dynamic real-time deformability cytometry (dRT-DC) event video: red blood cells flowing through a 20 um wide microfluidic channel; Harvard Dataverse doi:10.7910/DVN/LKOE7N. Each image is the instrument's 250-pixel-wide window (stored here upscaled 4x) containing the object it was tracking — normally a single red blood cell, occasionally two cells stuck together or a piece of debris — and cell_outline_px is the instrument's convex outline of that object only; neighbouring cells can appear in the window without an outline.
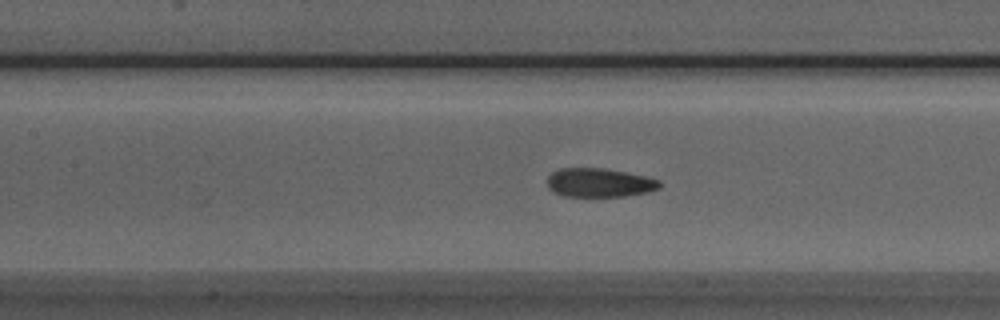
{"species": "Egyptian fruit bat (a non-hibernating species)", "species_latin": "Rousettus aegyptiacus", "temperature_condition": "room temperature", "stored_images_in_passage": 50, "camera_frame_rate_fps": 3000, "um_per_image_px": 0.085, "animal": {"sex": "male"}, "frame": {"image": 1, "passage_image": 20, "time_ms": 6.333, "image_size_px": [1000, 320], "cell_outline_px": [[660, 188], [648, 192], [624, 196], [564, 196], [552, 192], [548, 188], [548, 176], [552, 172], [560, 168], [604, 168], [648, 176], [660, 180]], "centroid_in_image_um": [50.95, 15.52], "position_along_channel_um": 156.4, "area_um2": 19.02}}
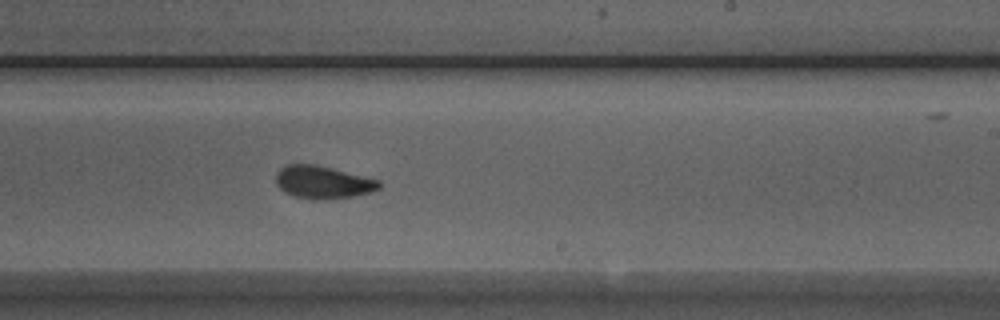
{"frame": {"image": 2, "passage_image": 28, "time_ms": 9.0, "image_size_px": [1000, 320], "cell_outline_px": [[380, 188], [372, 192], [352, 196], [312, 200], [296, 196], [284, 192], [276, 184], [276, 172], [284, 164], [316, 164], [380, 180]], "centroid_in_image_um": [27.42, 15.47], "position_along_channel_um": 261.6, "area_um2": 19.65}}
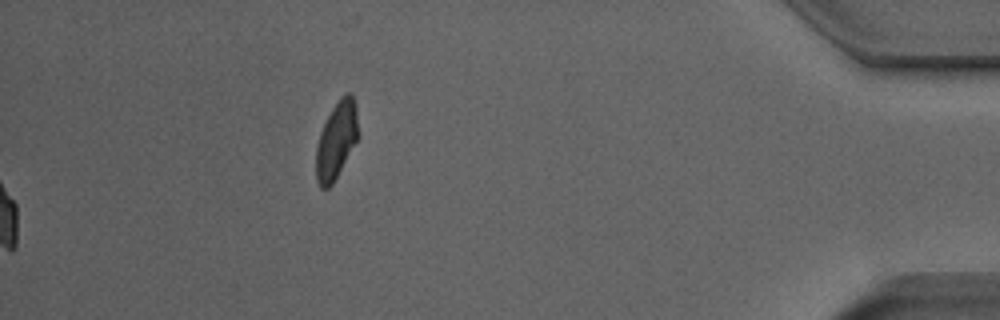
{"frame": {"image": 3, "passage_image": 50, "time_ms": 16.333, "image_size_px": [1000, 320], "cell_outline_px": [[356, 140], [332, 184], [328, 188], [320, 188], [316, 180], [316, 148], [320, 132], [332, 108], [348, 92], [352, 96], [356, 104]], "centroid_in_image_um": [28.54, 11.97], "position_along_channel_um": 406.7, "area_um2": 18.03}, "authors_computed_cell_mechanics": {"area_um2": 19.5075, "velocity_mm_per_s": 3.9497, "shape_relaxation_time_tau1_ms": 5.8271, "shape_relaxation_time_tau2_ms": 1.3741, "deformation_change_tau1": 0.1607, "deformation_change_tau2": 0.0625}}